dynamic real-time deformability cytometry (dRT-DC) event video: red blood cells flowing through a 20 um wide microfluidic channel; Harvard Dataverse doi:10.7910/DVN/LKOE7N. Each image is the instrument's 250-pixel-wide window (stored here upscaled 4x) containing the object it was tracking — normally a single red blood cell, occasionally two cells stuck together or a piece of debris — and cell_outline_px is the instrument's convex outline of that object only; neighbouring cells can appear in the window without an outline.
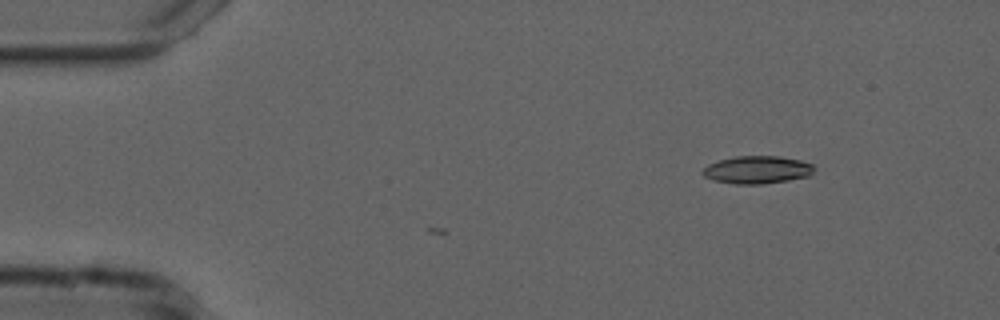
{"species": "common noctule bat (a hibernating species)", "species_latin": "Nyctalus noctula", "temperature_condition": "cold", "stored_images_in_passage": 3, "camera_frame_rate_fps": 3000, "um_per_image_px": 0.085, "animal": {"sex": "male", "forearm_length_mm": 52.5}, "frame": {"image": 1, "passage_image": 3, "time_ms": 0.667, "image_size_px": [1000, 320], "cell_outline_px": [[816, 168], [808, 176], [788, 180], [760, 184], [736, 184], [712, 180], [704, 176], [700, 172], [708, 164], [720, 160], [736, 156], [780, 156], [800, 160], [812, 164]], "centroid_in_image_um": [64.34, 14.43], "position_along_channel_um": 20.7, "area_um2": 17.98}}